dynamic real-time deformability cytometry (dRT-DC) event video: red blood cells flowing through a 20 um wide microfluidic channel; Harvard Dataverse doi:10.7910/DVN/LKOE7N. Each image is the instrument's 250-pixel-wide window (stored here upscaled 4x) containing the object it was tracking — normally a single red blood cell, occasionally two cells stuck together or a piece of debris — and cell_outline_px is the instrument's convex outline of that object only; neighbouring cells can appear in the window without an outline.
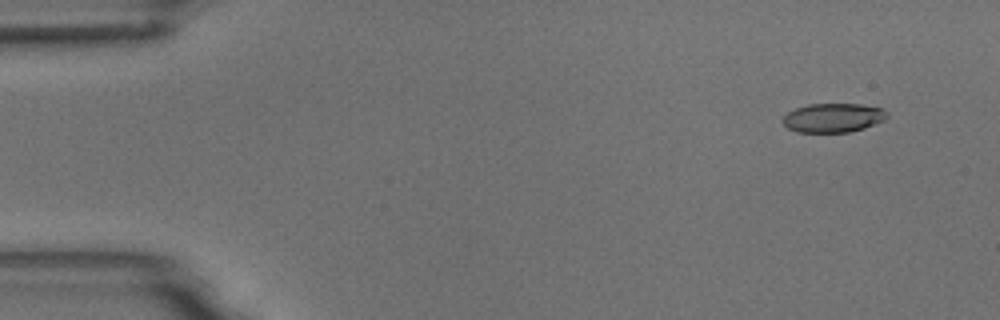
{"species": "common noctule bat (a hibernating species)", "species_latin": "Nyctalus noctula", "temperature_condition": "room temperature", "stored_images_in_passage": 14, "camera_frame_rate_fps": 3000, "um_per_image_px": 0.085, "animal": {"sex": "male", "body_mass_g": 18.8}, "frame": {"image": 1, "passage_image": 1, "time_ms": 0.0, "image_size_px": [1000, 320], "cell_outline_px": [[888, 116], [884, 120], [864, 128], [848, 132], [796, 132], [788, 128], [780, 120], [788, 112], [796, 108], [808, 104], [860, 104], [880, 108], [888, 112]], "centroid_in_image_um": [70.79, 10.01], "position_along_channel_um": 14.2, "area_um2": 17.63}}
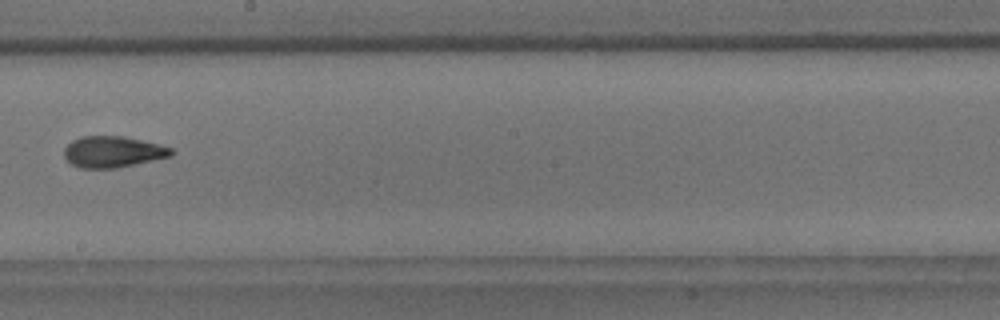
{"frame": {"image": 2, "passage_image": 8, "time_ms": 9.0, "image_size_px": [1000, 320], "cell_outline_px": [[176, 152], [172, 156], [136, 164], [116, 168], [80, 168], [72, 164], [64, 156], [64, 148], [72, 140], [80, 136], [124, 136], [160, 144], [172, 148]], "centroid_in_image_um": [9.62, 12.9], "position_along_channel_um": 238.6, "area_um2": 19.65}}
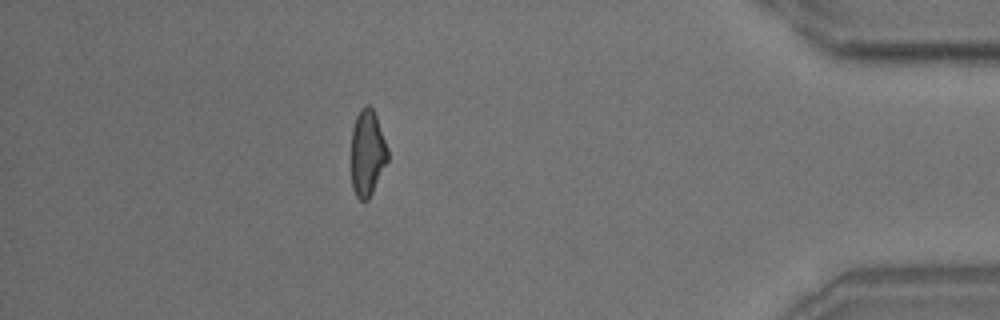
{"frame": {"image": 3, "passage_image": 13, "time_ms": 14.667, "image_size_px": [1000, 320], "cell_outline_px": [[388, 160], [368, 200], [360, 200], [356, 196], [352, 188], [352, 128], [356, 116], [360, 108], [364, 104], [368, 104], [372, 108], [376, 116], [388, 148]], "centroid_in_image_um": [31.22, 12.97], "position_along_channel_um": 404.0, "area_um2": 18.26}, "authors_computed_cell_mechanics": {"area_um2": 19.074, "velocity_mm_per_s": 3.7103, "shape_relaxation_time_tau1_ms": 3.1636, "shape_relaxation_time_tau2_ms": 1.7284, "deformation_change_tau1": 0.1462, "deformation_change_tau2": 0.0897}}